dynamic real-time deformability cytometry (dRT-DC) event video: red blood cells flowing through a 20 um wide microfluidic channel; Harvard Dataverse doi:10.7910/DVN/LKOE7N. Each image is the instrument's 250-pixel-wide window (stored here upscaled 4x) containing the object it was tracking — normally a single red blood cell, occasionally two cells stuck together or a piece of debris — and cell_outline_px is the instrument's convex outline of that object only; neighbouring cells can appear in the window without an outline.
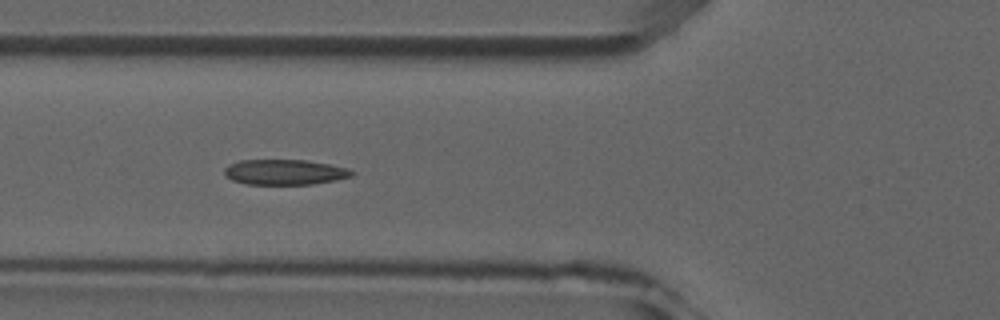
{"species": "common noctule bat (a hibernating species)", "species_latin": "Nyctalus noctula", "temperature_condition": "room temperature", "stored_images_in_passage": 8, "camera_frame_rate_fps": 3000, "um_per_image_px": 0.085, "animal": {"sex": "male", "forearm_length_mm": 52.5}, "frame": {"image": 1, "passage_image": 4, "time_ms": 3.667, "image_size_px": [1000, 320], "cell_outline_px": [[356, 172], [352, 176], [336, 180], [312, 184], [244, 184], [232, 180], [224, 176], [224, 168], [228, 164], [240, 160], [308, 160], [348, 168]], "centroid_in_image_um": [24.18, 14.63], "position_along_channel_um": 101.6, "area_um2": 18.96}}
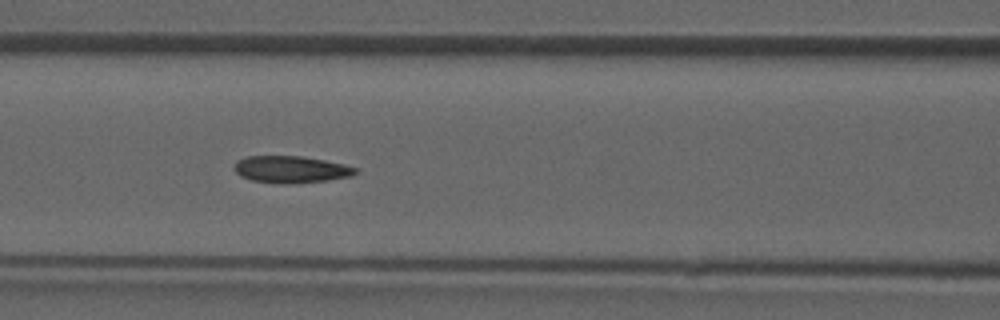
{"frame": {"image": 2, "passage_image": 5, "time_ms": 4.667, "image_size_px": [1000, 320], "cell_outline_px": [[356, 172], [352, 176], [328, 180], [280, 184], [252, 180], [240, 176], [232, 168], [236, 160], [248, 156], [304, 156], [344, 164], [356, 168]], "centroid_in_image_um": [24.69, 14.39], "position_along_channel_um": 141.9, "area_um2": 19.02}}
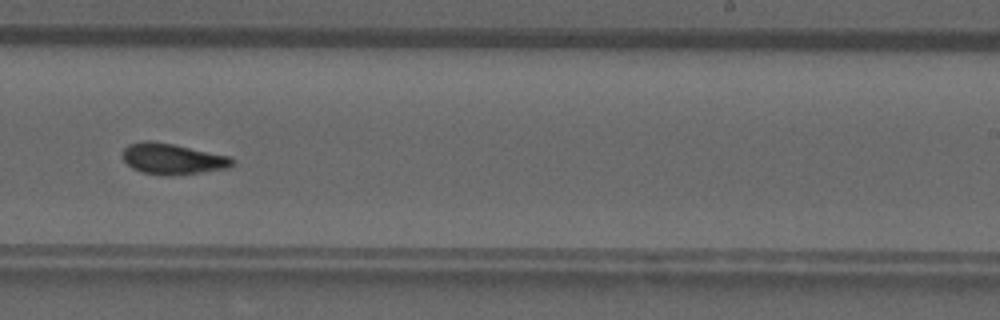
{"frame": {"image": 3, "passage_image": 8, "time_ms": 8.0, "image_size_px": [1000, 320], "cell_outline_px": [[236, 160], [228, 168], [172, 176], [164, 176], [140, 172], [132, 168], [124, 160], [124, 148], [128, 144], [144, 140], [152, 140], [232, 156]], "centroid_in_image_um": [14.68, 13.51], "position_along_channel_um": 274.3, "area_um2": 19.88}}